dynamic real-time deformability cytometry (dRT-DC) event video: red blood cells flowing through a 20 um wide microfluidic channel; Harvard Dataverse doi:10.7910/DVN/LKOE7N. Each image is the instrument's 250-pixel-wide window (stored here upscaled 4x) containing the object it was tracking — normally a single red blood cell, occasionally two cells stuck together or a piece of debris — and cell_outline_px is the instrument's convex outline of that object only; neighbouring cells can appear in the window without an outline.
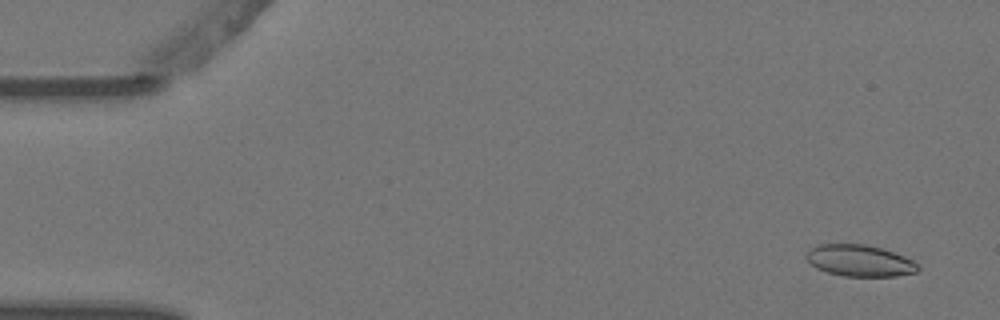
{"species": "Egyptian fruit bat (a non-hibernating species)", "species_latin": "Rousettus aegyptiacus", "temperature_condition": "warm", "stored_images_in_passage": 6, "camera_frame_rate_fps": 3000, "um_per_image_px": 0.085, "animal": {"sex": "female"}, "frame": {"image": 1, "passage_image": 1, "time_ms": 0.0, "image_size_px": [1000, 320], "cell_outline_px": [[920, 268], [916, 272], [896, 276], [844, 276], [828, 272], [816, 268], [804, 256], [816, 244], [864, 244], [880, 248], [904, 256], [920, 264]], "centroid_in_image_um": [73.08, 22.16], "position_along_channel_um": 11.9, "area_um2": 20.4}}
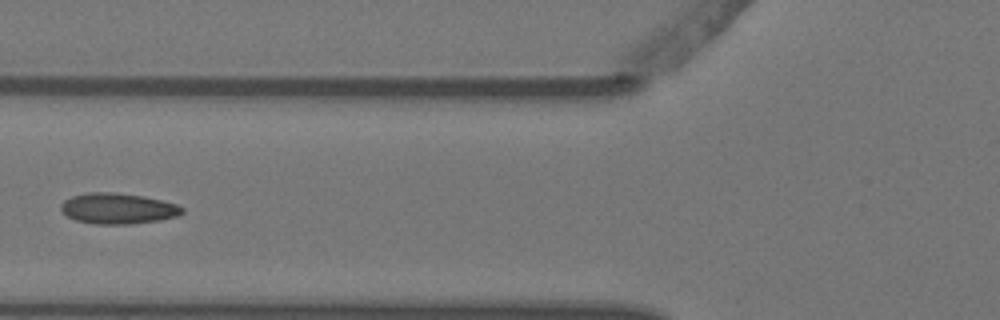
{"frame": {"image": 2, "passage_image": 6, "time_ms": 1.667, "image_size_px": [1000, 320], "cell_outline_px": [[184, 212], [176, 216], [156, 220], [128, 224], [92, 224], [76, 220], [68, 216], [60, 208], [60, 204], [64, 200], [72, 196], [88, 192], [116, 192], [144, 196], [176, 204], [184, 208]], "centroid_in_image_um": [9.99, 17.71], "position_along_channel_um": 115.8, "area_um2": 21.62}}